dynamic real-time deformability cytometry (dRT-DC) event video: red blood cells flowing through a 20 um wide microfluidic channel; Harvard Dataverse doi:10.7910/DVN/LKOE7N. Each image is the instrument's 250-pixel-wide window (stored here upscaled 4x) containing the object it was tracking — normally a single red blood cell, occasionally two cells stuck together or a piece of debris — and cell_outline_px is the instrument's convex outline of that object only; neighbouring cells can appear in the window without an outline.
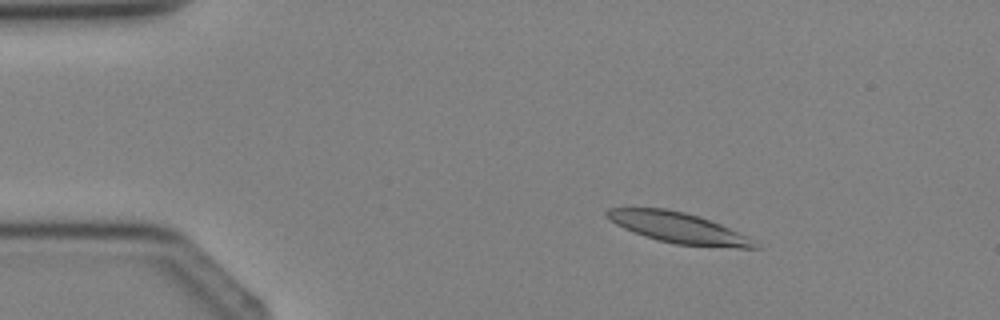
{"species": "Egyptian fruit bat (a non-hibernating species)", "species_latin": "Rousettus aegyptiacus", "temperature_condition": "cold", "stored_images_in_passage": 3, "camera_frame_rate_fps": 3000, "um_per_image_px": 0.085, "animal": {"sex": "female"}, "frame": {"image": 1, "passage_image": 1, "time_ms": 0.0, "image_size_px": [1000, 320], "cell_outline_px": [[760, 248], [736, 248], [676, 244], [644, 236], [624, 228], [616, 224], [604, 216], [604, 212], [608, 208], [664, 208], [684, 212], [720, 224], [748, 236]], "centroid_in_image_um": [57.63, 19.36], "position_along_channel_um": 27.4, "area_um2": 26.01}}